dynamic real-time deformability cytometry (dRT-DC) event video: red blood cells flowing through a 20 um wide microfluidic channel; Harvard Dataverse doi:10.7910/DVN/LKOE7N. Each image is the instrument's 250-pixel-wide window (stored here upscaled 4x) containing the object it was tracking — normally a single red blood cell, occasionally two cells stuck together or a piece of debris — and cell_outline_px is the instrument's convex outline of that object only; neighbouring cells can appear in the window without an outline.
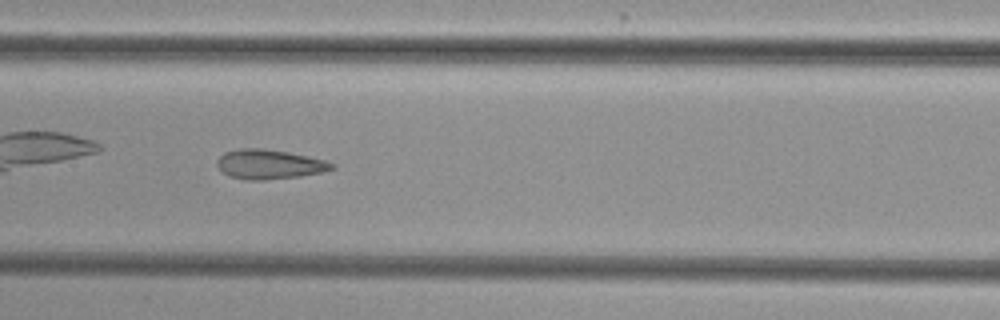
{"species": "common noctule bat (a hibernating species)", "species_latin": "Nyctalus noctula", "temperature_condition": "cold", "stored_images_in_passage": 33, "camera_frame_rate_fps": 3000, "um_per_image_px": 0.085, "animal": {"sex": "female", "body_mass_g": 29.2, "forearm_length_mm": 56.3}, "frame": {"image": 1, "passage_image": 10, "time_ms": 3.0, "image_size_px": [1000, 320], "cell_outline_px": [[336, 168], [324, 172], [300, 176], [264, 180], [244, 180], [228, 176], [216, 164], [216, 160], [224, 152], [240, 148], [260, 148], [288, 152], [308, 156], [324, 160], [336, 164]], "centroid_in_image_um": [22.9, 13.97], "position_along_channel_um": 184.5, "area_um2": 19.88}}
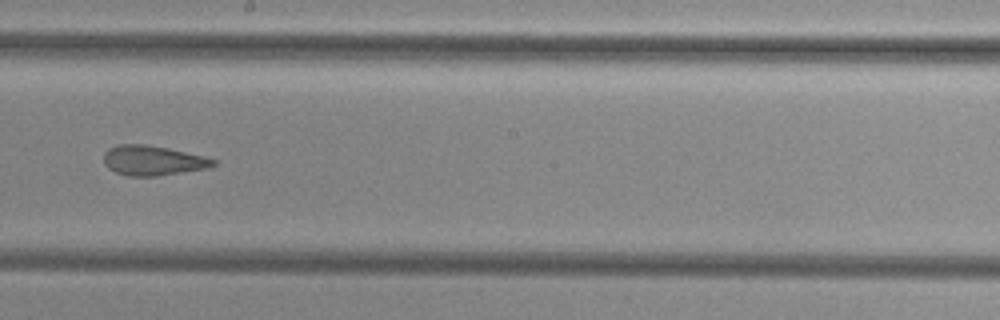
{"frame": {"image": 2, "passage_image": 14, "time_ms": 4.333, "image_size_px": [1000, 320], "cell_outline_px": [[216, 164], [208, 168], [156, 176], [128, 176], [116, 172], [108, 168], [104, 164], [104, 152], [108, 148], [120, 144], [144, 144], [168, 148], [204, 156], [216, 160]], "centroid_in_image_um": [12.97, 13.64], "position_along_channel_um": 235.2, "area_um2": 19.02}}
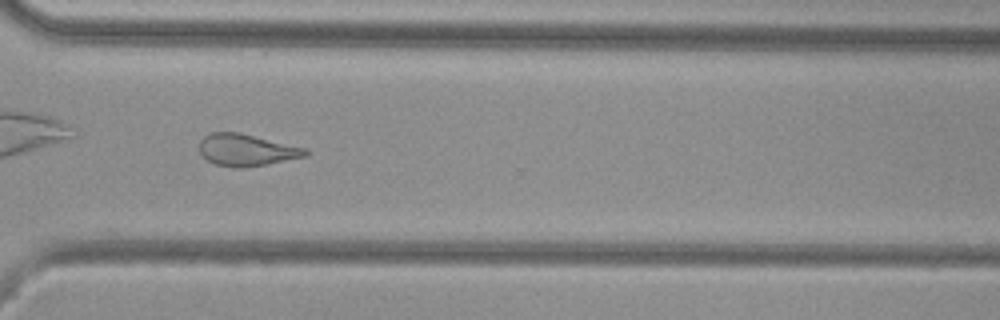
{"frame": {"image": 3, "passage_image": 23, "time_ms": 7.333, "image_size_px": [1000, 320], "cell_outline_px": [[308, 156], [268, 164], [244, 168], [232, 168], [216, 164], [208, 160], [200, 152], [200, 140], [204, 136], [212, 132], [240, 132], [308, 148]], "centroid_in_image_um": [20.99, 12.75], "position_along_channel_um": 349.6, "area_um2": 19.94}}